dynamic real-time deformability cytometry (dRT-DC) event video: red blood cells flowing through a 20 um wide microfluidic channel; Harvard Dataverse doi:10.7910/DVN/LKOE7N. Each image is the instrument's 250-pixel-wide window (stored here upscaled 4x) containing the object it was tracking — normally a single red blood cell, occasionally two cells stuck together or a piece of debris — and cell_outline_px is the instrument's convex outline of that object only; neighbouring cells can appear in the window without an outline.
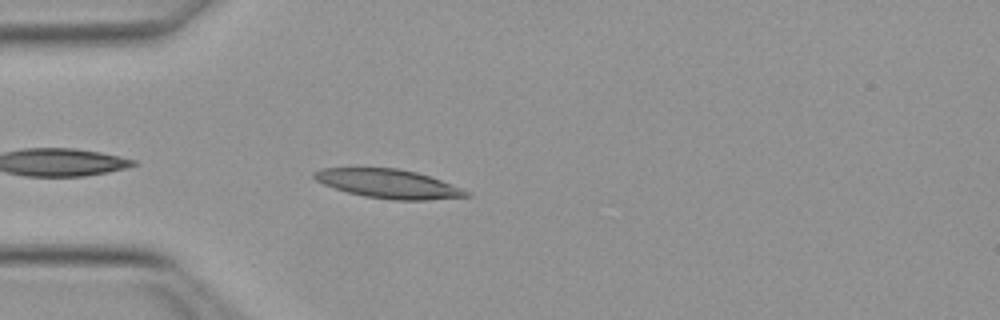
{"species": "Egyptian fruit bat (a non-hibernating species)", "species_latin": "Rousettus aegyptiacus", "temperature_condition": "warm", "stored_images_in_passage": 9, "camera_frame_rate_fps": 3000, "um_per_image_px": 0.085, "animal": {"sex": "female"}, "frame": {"image": 1, "passage_image": 2, "time_ms": 0.333, "image_size_px": [1000, 320], "cell_outline_px": [[472, 196], [428, 200], [392, 200], [364, 196], [348, 192], [324, 184], [316, 180], [312, 176], [312, 172], [320, 168], [396, 168], [416, 172], [440, 180], [460, 188], [468, 192]], "centroid_in_image_um": [32.99, 15.62], "position_along_channel_um": 52.0, "area_um2": 25.37}}
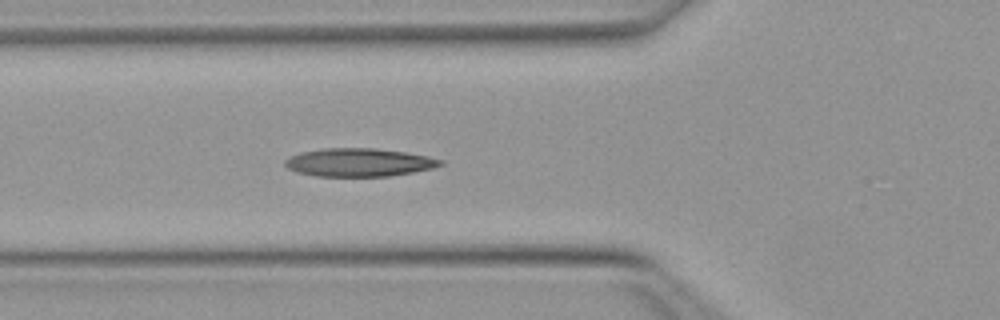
{"frame": {"image": 2, "passage_image": 6, "time_ms": 1.667, "image_size_px": [1000, 320], "cell_outline_px": [[444, 164], [432, 168], [412, 172], [388, 176], [316, 176], [296, 172], [288, 168], [284, 164], [284, 160], [300, 152], [324, 148], [376, 148], [404, 152], [428, 156], [444, 160]], "centroid_in_image_um": [30.51, 13.8], "position_along_channel_um": 95.3, "area_um2": 25.49}}